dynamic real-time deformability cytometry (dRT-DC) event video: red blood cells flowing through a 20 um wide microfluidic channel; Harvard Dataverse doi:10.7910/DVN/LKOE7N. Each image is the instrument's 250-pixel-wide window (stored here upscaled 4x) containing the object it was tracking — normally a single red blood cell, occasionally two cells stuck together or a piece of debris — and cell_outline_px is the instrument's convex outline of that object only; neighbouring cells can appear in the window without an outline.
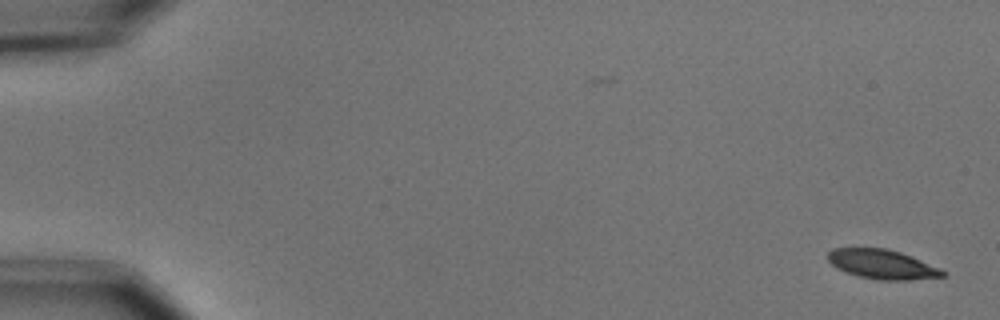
{"species": "common noctule bat (a hibernating species)", "species_latin": "Nyctalus noctula", "temperature_condition": "cold", "stored_images_in_passage": 55, "camera_frame_rate_fps": 3000, "um_per_image_px": 0.085, "animal": {"sex": "male", "body_mass_g": 15.6}, "frame": {"image": 1, "passage_image": 1, "time_ms": 0.0, "image_size_px": [1000, 320], "cell_outline_px": [[948, 276], [908, 280], [876, 280], [844, 272], [836, 268], [828, 260], [828, 252], [832, 248], [884, 248], [900, 252], [912, 256], [940, 268], [948, 272]], "centroid_in_image_um": [75.01, 22.47], "position_along_channel_um": 10.0, "area_um2": 19.83}}
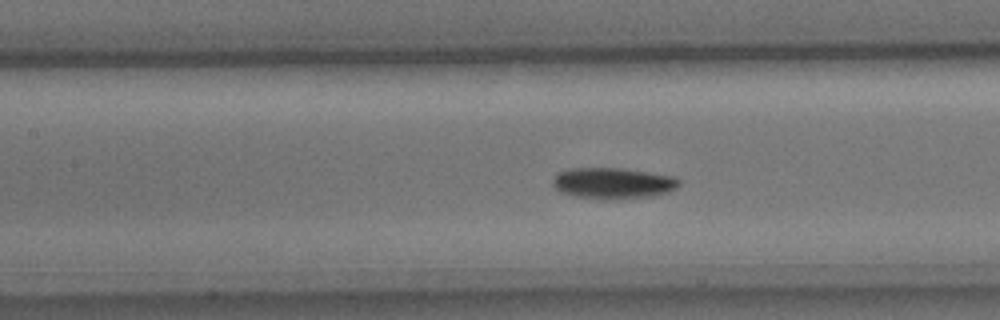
{"frame": {"image": 2, "passage_image": 25, "time_ms": 8.0, "image_size_px": [1000, 320], "cell_outline_px": [[680, 184], [676, 188], [668, 192], [652, 196], [620, 200], [604, 200], [576, 196], [560, 192], [552, 184], [552, 176], [556, 172], [568, 168], [620, 168], [676, 176], [680, 180]], "centroid_in_image_um": [52.08, 15.58], "position_along_channel_um": 155.3, "area_um2": 23.41}}
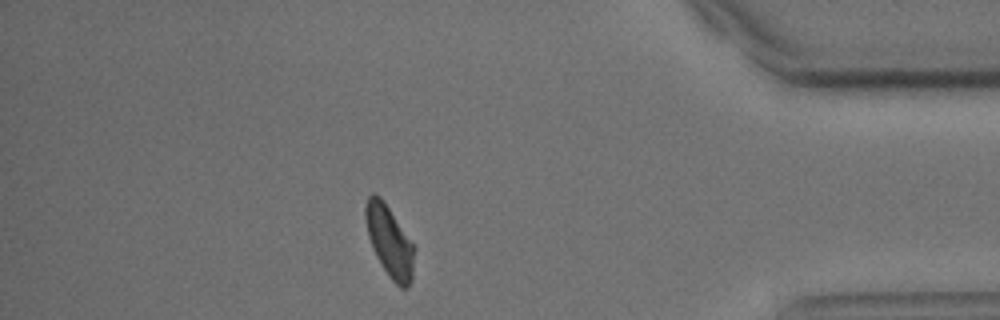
{"frame": {"image": 3, "passage_image": 48, "time_ms": 15.667, "image_size_px": [1000, 320], "cell_outline_px": [[416, 248], [412, 280], [408, 288], [400, 288], [392, 280], [376, 256], [372, 248], [368, 236], [364, 216], [364, 208], [368, 196], [372, 192], [376, 192], [380, 196], [416, 244]], "centroid_in_image_um": [33.14, 20.49], "position_along_channel_um": 402.1, "area_um2": 20.87}, "authors_computed_cell_mechanics": {"area_um2": 20.6924, "velocity_mm_per_s": 3.662, "shape_relaxation_time_tau1_ms": 2.5661, "shape_relaxation_time_tau2_ms": null, "deformation_change_tau1": 0.1276, "deformation_change_tau2": null}}